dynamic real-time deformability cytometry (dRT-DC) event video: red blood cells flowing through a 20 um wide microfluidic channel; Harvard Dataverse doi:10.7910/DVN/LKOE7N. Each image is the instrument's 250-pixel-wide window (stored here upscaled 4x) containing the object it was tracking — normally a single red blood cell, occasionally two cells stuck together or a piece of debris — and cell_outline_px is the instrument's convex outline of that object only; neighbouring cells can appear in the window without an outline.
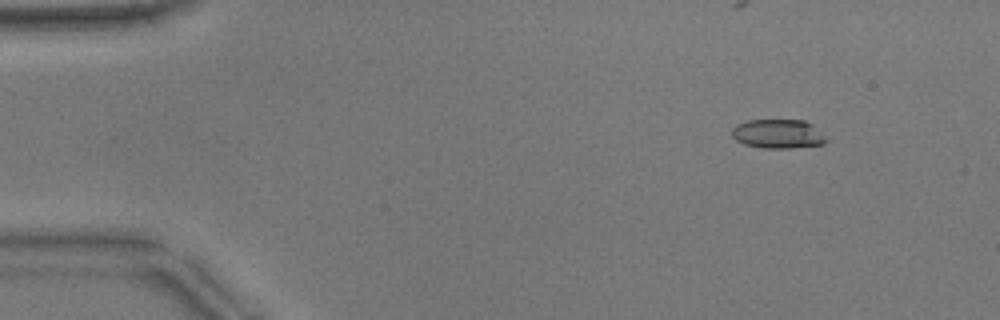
{"species": "common noctule bat (a hibernating species)", "species_latin": "Nyctalus noctula", "temperature_condition": "warm", "stored_images_in_passage": 43, "camera_frame_rate_fps": 3000, "um_per_image_px": 0.085, "animal": {"sex": "male", "body_mass_g": 17.9}, "frame": {"image": 1, "passage_image": 1, "time_ms": 0.0, "image_size_px": [1000, 320], "cell_outline_px": [[828, 140], [824, 144], [788, 148], [764, 148], [744, 144], [736, 140], [732, 136], [732, 128], [736, 124], [748, 120], [804, 120], [812, 124]], "centroid_in_image_um": [66.11, 11.37], "position_along_channel_um": 18.9, "area_um2": 15.95}}
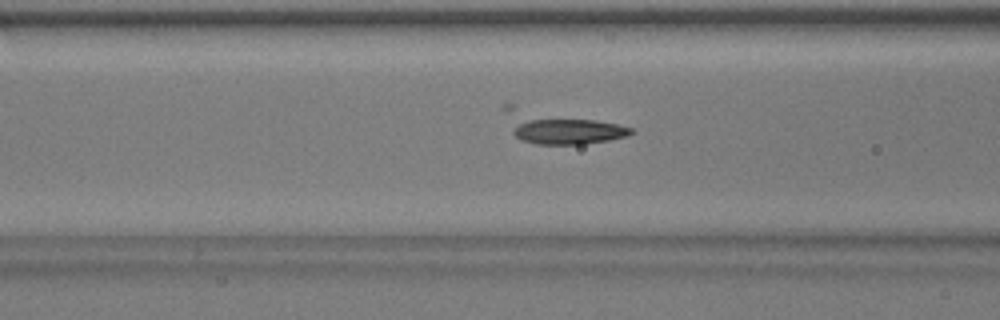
{"frame": {"image": 2, "passage_image": 16, "time_ms": 5.0, "image_size_px": [1000, 320], "cell_outline_px": [[632, 132], [628, 136], [608, 140], [580, 144], [536, 144], [520, 140], [512, 132], [520, 124], [528, 120], [592, 120], [616, 124], [632, 128]], "centroid_in_image_um": [48.38, 11.19], "position_along_channel_um": 118.2, "area_um2": 16.94}}
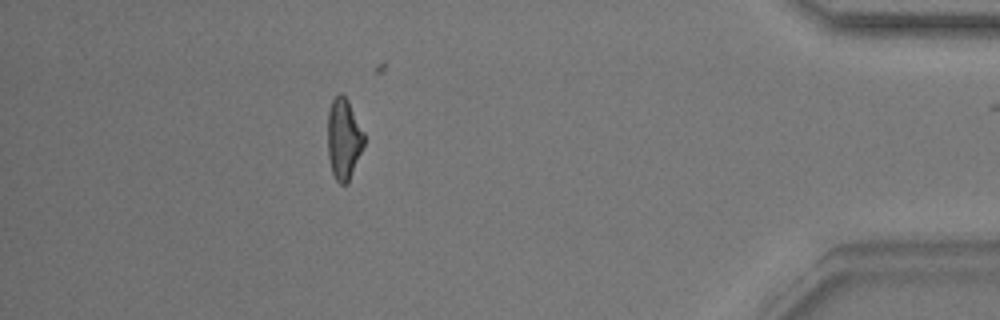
{"frame": {"image": 3, "passage_image": 42, "time_ms": 13.667, "image_size_px": [1000, 320], "cell_outline_px": [[364, 144], [348, 184], [340, 184], [336, 180], [332, 172], [328, 156], [328, 112], [332, 100], [340, 92], [348, 100], [364, 132]], "centroid_in_image_um": [29.21, 11.81], "position_along_channel_um": 406.0, "area_um2": 17.11}, "authors_computed_cell_mechanics": {"area_um2": 17.3978, "velocity_mm_per_s": 3.8587, "shape_relaxation_time_tau1_ms": 2.6652, "shape_relaxation_time_tau2_ms": null, "deformation_change_tau1": 0.1414, "deformation_change_tau2": null}}